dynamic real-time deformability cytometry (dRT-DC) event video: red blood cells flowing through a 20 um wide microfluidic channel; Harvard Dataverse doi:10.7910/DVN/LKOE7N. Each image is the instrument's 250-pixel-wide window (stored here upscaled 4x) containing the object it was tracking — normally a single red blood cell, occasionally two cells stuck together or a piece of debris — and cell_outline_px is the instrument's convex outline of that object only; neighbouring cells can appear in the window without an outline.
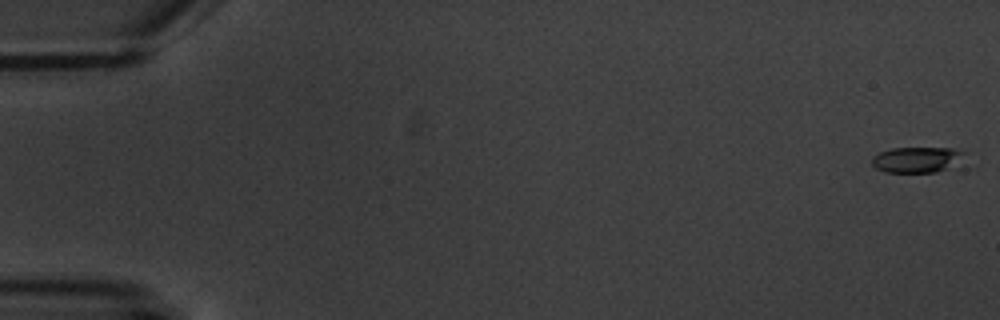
{"species": "common noctule bat (a hibernating species)", "species_latin": "Nyctalus noctula", "temperature_condition": "warm", "stored_images_in_passage": 4, "camera_frame_rate_fps": 3000, "um_per_image_px": 0.085, "animal": {"sex": "male", "body_mass_g": 20.1, "forearm_length_mm": 53.5}, "frame": {"image": 1, "passage_image": 1, "time_ms": 0.0, "image_size_px": [1000, 320], "cell_outline_px": [[968, 168], [936, 172], [884, 172], [876, 168], [872, 164], [872, 156], [880, 152], [892, 148], [952, 148], [964, 152]], "centroid_in_image_um": [78.17, 13.6], "position_along_channel_um": 6.8, "area_um2": 14.85}}